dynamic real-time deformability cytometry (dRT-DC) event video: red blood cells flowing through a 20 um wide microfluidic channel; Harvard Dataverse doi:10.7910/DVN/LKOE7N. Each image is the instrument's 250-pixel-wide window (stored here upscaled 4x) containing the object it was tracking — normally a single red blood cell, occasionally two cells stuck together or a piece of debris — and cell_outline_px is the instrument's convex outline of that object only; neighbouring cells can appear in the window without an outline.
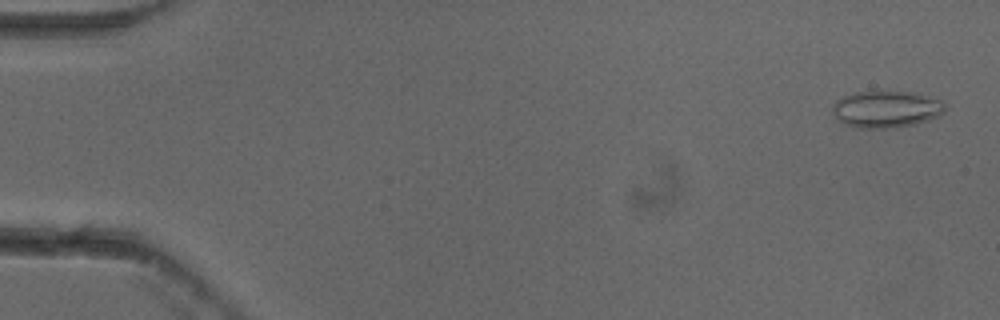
{"species": "common noctule bat (a hibernating species)", "species_latin": "Nyctalus noctula", "temperature_condition": "cold", "stored_images_in_passage": 54, "camera_frame_rate_fps": 3000, "um_per_image_px": 0.085, "animal": {"sex": "female"}, "frame": {"image": 1, "passage_image": 2, "time_ms": 0.333, "image_size_px": [1000, 320], "cell_outline_px": [[948, 108], [940, 116], [916, 124], [896, 128], [852, 128], [844, 124], [836, 116], [832, 108], [832, 104], [836, 100], [844, 96], [856, 92], [884, 88], [912, 92], [940, 100]], "centroid_in_image_um": [75.34, 9.25], "position_along_channel_um": 9.7, "area_um2": 25.03}}
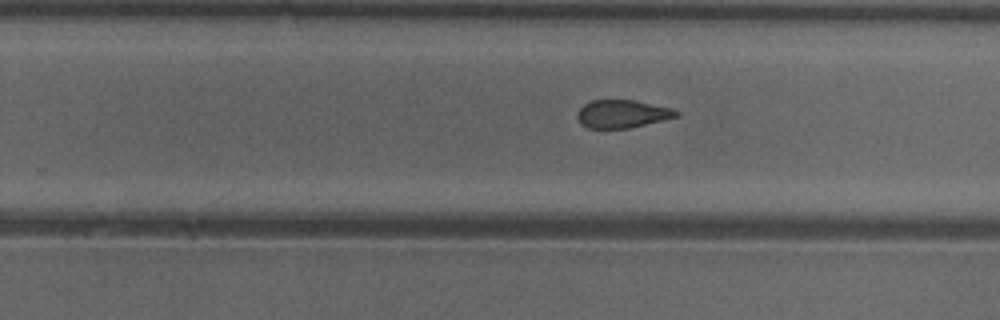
{"frame": {"image": 2, "passage_image": 34, "time_ms": 11.0, "image_size_px": [1000, 320], "cell_outline_px": [[680, 116], [628, 128], [588, 128], [580, 124], [576, 116], [576, 112], [584, 104], [592, 100], [632, 100], [672, 108], [680, 112]], "centroid_in_image_um": [52.87, 9.68], "position_along_channel_um": 276.9, "area_um2": 16.13}}
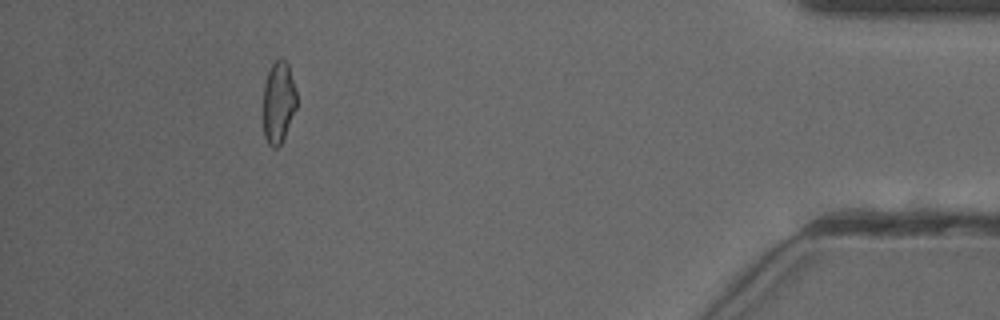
{"frame": {"image": 3, "passage_image": 49, "time_ms": 16.0, "image_size_px": [1000, 320], "cell_outline_px": [[296, 108], [284, 136], [280, 144], [276, 148], [272, 148], [268, 144], [264, 136], [264, 84], [268, 72], [272, 64], [280, 56], [288, 64], [296, 92]], "centroid_in_image_um": [23.66, 8.68], "position_along_channel_um": 411.5, "area_um2": 15.72}, "authors_computed_cell_mechanics": {"area_um2": 17.5423, "velocity_mm_per_s": 3.8587, "shape_relaxation_time_tau1_ms": 8.2306, "shape_relaxation_time_tau2_ms": 1.8388, "deformation_change_tau1": 0.1658, "deformation_change_tau2": 0.0941}}